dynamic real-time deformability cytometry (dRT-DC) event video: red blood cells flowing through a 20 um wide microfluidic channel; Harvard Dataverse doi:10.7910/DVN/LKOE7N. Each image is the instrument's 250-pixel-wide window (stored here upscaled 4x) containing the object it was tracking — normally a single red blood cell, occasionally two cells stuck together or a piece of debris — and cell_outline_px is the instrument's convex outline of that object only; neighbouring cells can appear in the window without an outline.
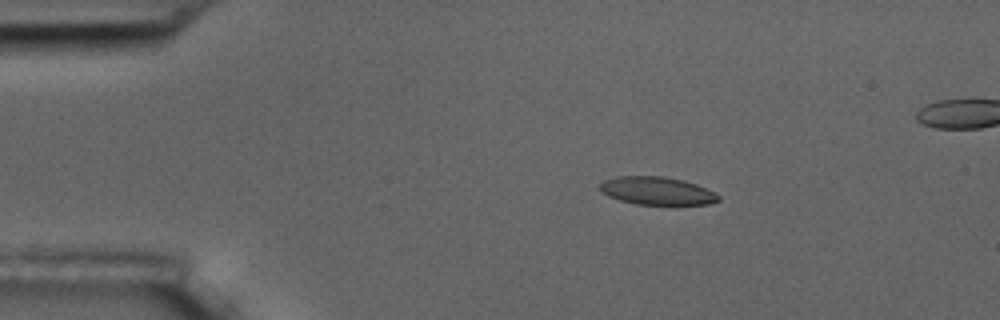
{"species": "common noctule bat (a hibernating species)", "species_latin": "Nyctalus noctula", "temperature_condition": "room temperature", "stored_images_in_passage": 5, "segment_of_instrument_passage": [1, 2], "camera_frame_rate_fps": 3000, "um_per_image_px": 0.085, "animal": {"sex": "male", "body_mass_g": 17.5, "forearm_length_mm": 52.3}, "frame": {"image": 1, "passage_image": 3, "time_ms": 2.0, "image_size_px": [1000, 320], "cell_outline_px": [[720, 200], [708, 204], [636, 204], [620, 200], [608, 196], [600, 192], [600, 184], [604, 180], [616, 176], [664, 176], [684, 180], [696, 184], [716, 192], [720, 196]], "centroid_in_image_um": [55.84, 16.21], "position_along_channel_um": 29.2, "area_um2": 19.36}}